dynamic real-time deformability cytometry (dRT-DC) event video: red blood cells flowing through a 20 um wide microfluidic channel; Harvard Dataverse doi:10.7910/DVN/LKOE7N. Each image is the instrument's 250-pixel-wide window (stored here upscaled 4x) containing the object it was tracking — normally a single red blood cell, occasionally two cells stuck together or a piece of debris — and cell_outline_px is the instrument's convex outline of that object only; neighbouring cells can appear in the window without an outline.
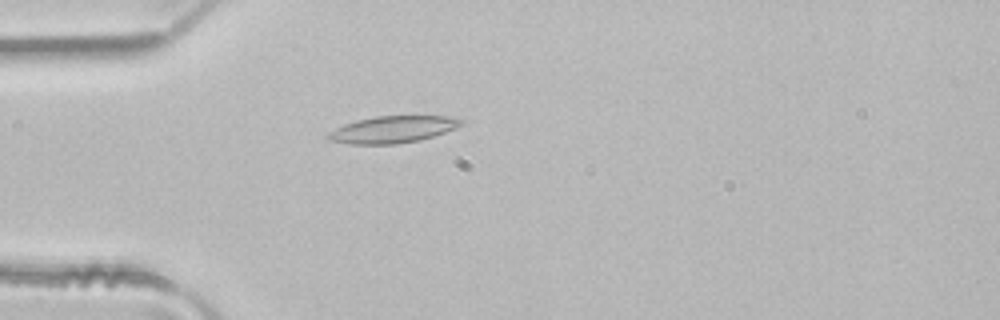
{"species": "common noctule bat (a hibernating species)", "species_latin": "Nyctalus noctula", "temperature_condition": "room temperature", "stored_images_in_passage": 49, "camera_frame_rate_fps": 3000, "um_per_image_px": 0.085, "animal": {"sex": "male", "body_mass_g": 21.5, "forearm_length_mm": 52.0}, "frame": {"image": 1, "passage_image": 14, "time_ms": 4.333, "image_size_px": [1000, 320], "cell_outline_px": [[464, 124], [456, 128], [420, 140], [396, 144], [352, 144], [328, 140], [324, 136], [328, 132], [344, 124], [356, 120], [376, 116], [456, 116], [464, 120]], "centroid_in_image_um": [33.39, 11.0], "position_along_channel_um": 51.6, "area_um2": 20.98}}
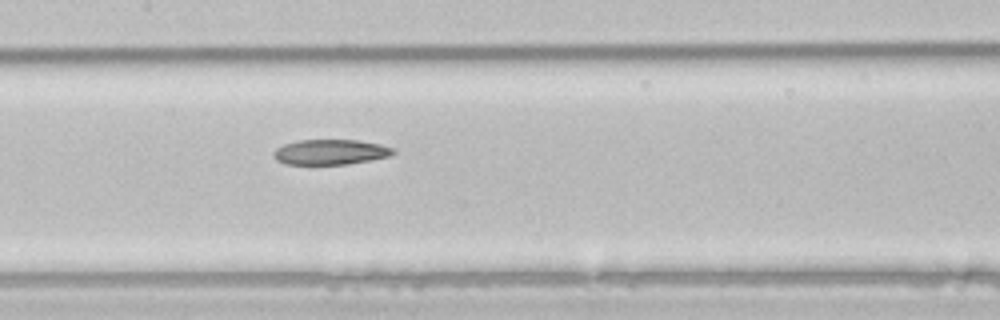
{"frame": {"image": 2, "passage_image": 24, "time_ms": 7.667, "image_size_px": [1000, 320], "cell_outline_px": [[396, 152], [392, 156], [348, 164], [284, 164], [276, 160], [272, 156], [272, 152], [276, 148], [284, 144], [300, 140], [360, 140], [380, 144], [392, 148]], "centroid_in_image_um": [28.08, 12.92], "position_along_channel_um": 179.3, "area_um2": 17.69}}
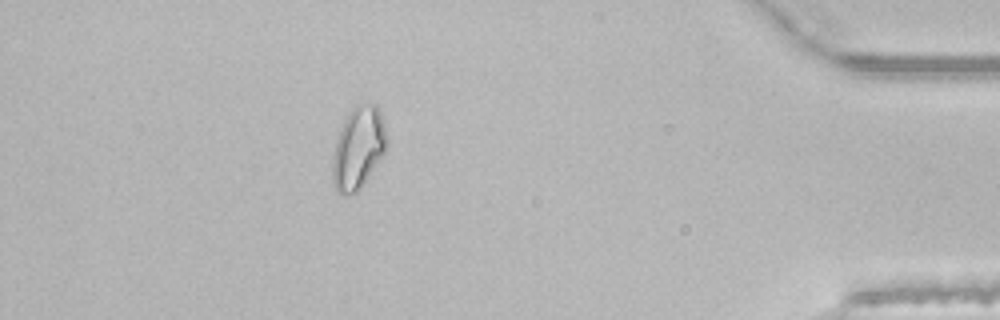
{"frame": {"image": 3, "passage_image": 44, "time_ms": 14.333, "image_size_px": [1000, 320], "cell_outline_px": [[388, 148], [360, 188], [356, 192], [344, 196], [336, 192], [332, 184], [332, 156], [336, 140], [340, 128], [344, 120], [352, 108], [356, 104], [376, 104], [384, 120], [388, 136]], "centroid_in_image_um": [30.45, 12.58], "position_along_channel_um": 404.7, "area_um2": 26.36}}